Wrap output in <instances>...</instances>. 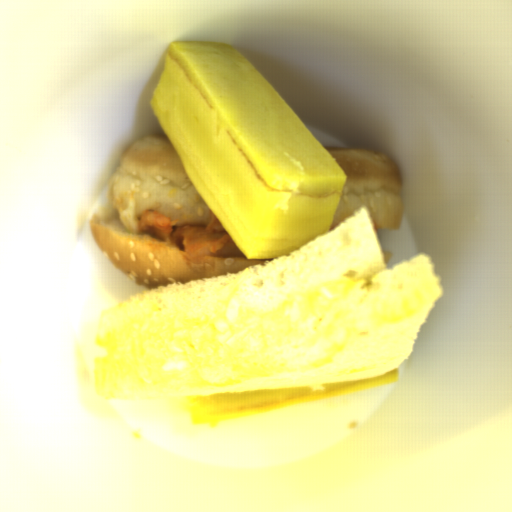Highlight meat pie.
<instances>
[{
  "instance_id": "meat-pie-1",
  "label": "meat pie",
  "mask_w": 512,
  "mask_h": 512,
  "mask_svg": "<svg viewBox=\"0 0 512 512\" xmlns=\"http://www.w3.org/2000/svg\"><path fill=\"white\" fill-rule=\"evenodd\" d=\"M137 231L170 244L182 252L185 261L195 263L204 262L233 241L213 212L204 225H176L161 213L146 210L139 216Z\"/></svg>"
}]
</instances>
